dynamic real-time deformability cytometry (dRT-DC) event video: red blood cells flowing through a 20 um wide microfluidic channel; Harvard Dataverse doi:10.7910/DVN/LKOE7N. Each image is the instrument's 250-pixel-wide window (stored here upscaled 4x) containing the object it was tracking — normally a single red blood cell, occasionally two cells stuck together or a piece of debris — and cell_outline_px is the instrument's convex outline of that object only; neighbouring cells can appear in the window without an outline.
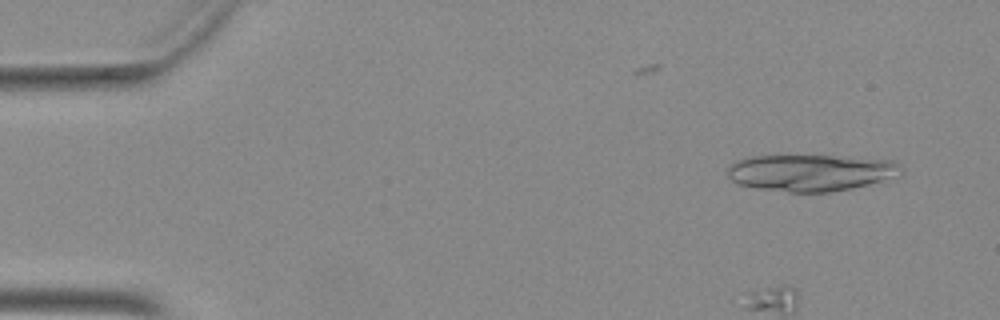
{"species": "Egyptian fruit bat (a non-hibernating species)", "species_latin": "Rousettus aegyptiacus", "temperature_condition": "warm", "stored_images_in_passage": 14, "camera_frame_rate_fps": 3000, "um_per_image_px": 0.085, "animal": {"sex": "female"}, "frame": {"image": 1, "passage_image": 3, "time_ms": 0.667, "image_size_px": [1000, 320], "cell_outline_px": [[904, 168], [880, 180], [868, 184], [852, 188], [828, 192], [788, 192], [760, 188], [740, 184], [732, 180], [728, 176], [728, 164], [736, 160], [748, 156], [832, 156], [892, 160]], "centroid_in_image_um": [68.8, 14.66], "position_along_channel_um": 16.2, "area_um2": 36.41}}